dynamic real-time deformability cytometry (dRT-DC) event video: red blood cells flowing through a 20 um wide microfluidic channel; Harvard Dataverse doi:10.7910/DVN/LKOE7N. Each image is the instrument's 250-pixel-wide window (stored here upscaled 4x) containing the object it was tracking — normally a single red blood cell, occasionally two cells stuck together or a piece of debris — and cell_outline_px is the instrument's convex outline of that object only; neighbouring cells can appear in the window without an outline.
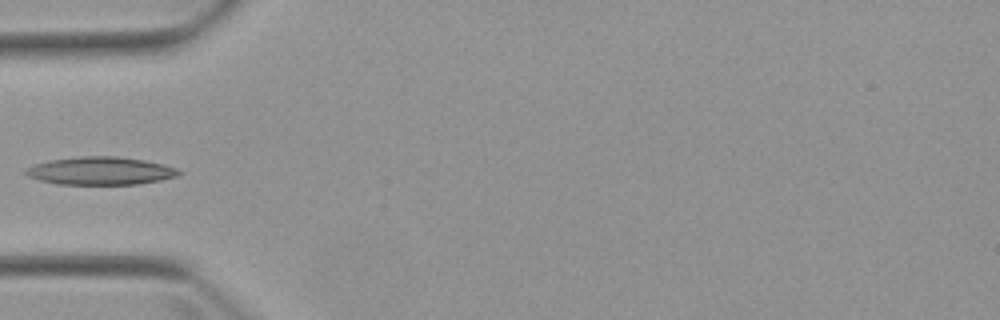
{"species": "Egyptian fruit bat (a non-hibernating species)", "species_latin": "Rousettus aegyptiacus", "temperature_condition": "warm", "stored_images_in_passage": 4, "camera_frame_rate_fps": 3000, "um_per_image_px": 0.085, "animal": {"sex": "female"}, "frame": {"image": 1, "passage_image": 4, "time_ms": 3.333, "image_size_px": [1000, 320], "cell_outline_px": [[184, 172], [176, 176], [160, 180], [136, 184], [56, 184], [40, 180], [28, 176], [24, 172], [24, 168], [48, 160], [80, 156], [116, 156], [144, 160], [164, 164], [176, 168]], "centroid_in_image_um": [8.53, 14.51], "position_along_channel_um": 76.5, "area_um2": 24.91}}